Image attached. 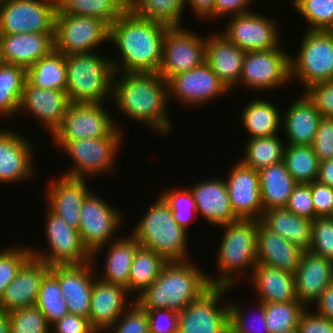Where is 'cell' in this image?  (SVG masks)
Wrapping results in <instances>:
<instances>
[{"label": "cell", "instance_id": "obj_11", "mask_svg": "<svg viewBox=\"0 0 333 333\" xmlns=\"http://www.w3.org/2000/svg\"><path fill=\"white\" fill-rule=\"evenodd\" d=\"M230 290L232 287L211 286L188 304L178 314V333H228L229 303H218Z\"/></svg>", "mask_w": 333, "mask_h": 333}, {"label": "cell", "instance_id": "obj_34", "mask_svg": "<svg viewBox=\"0 0 333 333\" xmlns=\"http://www.w3.org/2000/svg\"><path fill=\"white\" fill-rule=\"evenodd\" d=\"M104 269L99 279L125 288L129 285V274L134 254L140 246L136 237L130 233L129 236H120L107 245Z\"/></svg>", "mask_w": 333, "mask_h": 333}, {"label": "cell", "instance_id": "obj_19", "mask_svg": "<svg viewBox=\"0 0 333 333\" xmlns=\"http://www.w3.org/2000/svg\"><path fill=\"white\" fill-rule=\"evenodd\" d=\"M228 179L224 178L230 204L237 219L260 221L264 209L259 183V172L240 160L233 164Z\"/></svg>", "mask_w": 333, "mask_h": 333}, {"label": "cell", "instance_id": "obj_7", "mask_svg": "<svg viewBox=\"0 0 333 333\" xmlns=\"http://www.w3.org/2000/svg\"><path fill=\"white\" fill-rule=\"evenodd\" d=\"M123 132L118 127L108 136L98 139L53 140L73 162L63 175L89 179L109 175L116 170V155L123 143Z\"/></svg>", "mask_w": 333, "mask_h": 333}, {"label": "cell", "instance_id": "obj_33", "mask_svg": "<svg viewBox=\"0 0 333 333\" xmlns=\"http://www.w3.org/2000/svg\"><path fill=\"white\" fill-rule=\"evenodd\" d=\"M260 222L303 251H309L312 239V220L297 216L286 207L263 212Z\"/></svg>", "mask_w": 333, "mask_h": 333}, {"label": "cell", "instance_id": "obj_53", "mask_svg": "<svg viewBox=\"0 0 333 333\" xmlns=\"http://www.w3.org/2000/svg\"><path fill=\"white\" fill-rule=\"evenodd\" d=\"M286 208L297 216L313 220L315 208L312 201L311 183H298L289 197Z\"/></svg>", "mask_w": 333, "mask_h": 333}, {"label": "cell", "instance_id": "obj_4", "mask_svg": "<svg viewBox=\"0 0 333 333\" xmlns=\"http://www.w3.org/2000/svg\"><path fill=\"white\" fill-rule=\"evenodd\" d=\"M219 227L223 228L216 253L219 274L214 278L209 274L207 278L211 286L234 288L237 279L248 273L246 269L252 273L257 264V220L237 219Z\"/></svg>", "mask_w": 333, "mask_h": 333}, {"label": "cell", "instance_id": "obj_65", "mask_svg": "<svg viewBox=\"0 0 333 333\" xmlns=\"http://www.w3.org/2000/svg\"><path fill=\"white\" fill-rule=\"evenodd\" d=\"M120 2L126 9H131L136 0H117Z\"/></svg>", "mask_w": 333, "mask_h": 333}, {"label": "cell", "instance_id": "obj_61", "mask_svg": "<svg viewBox=\"0 0 333 333\" xmlns=\"http://www.w3.org/2000/svg\"><path fill=\"white\" fill-rule=\"evenodd\" d=\"M314 304L315 313L333 321V283L327 285Z\"/></svg>", "mask_w": 333, "mask_h": 333}, {"label": "cell", "instance_id": "obj_44", "mask_svg": "<svg viewBox=\"0 0 333 333\" xmlns=\"http://www.w3.org/2000/svg\"><path fill=\"white\" fill-rule=\"evenodd\" d=\"M35 306L44 314L50 325L69 314L58 280L50 272L41 281Z\"/></svg>", "mask_w": 333, "mask_h": 333}, {"label": "cell", "instance_id": "obj_41", "mask_svg": "<svg viewBox=\"0 0 333 333\" xmlns=\"http://www.w3.org/2000/svg\"><path fill=\"white\" fill-rule=\"evenodd\" d=\"M126 10L117 0H64L56 13L97 18L110 27Z\"/></svg>", "mask_w": 333, "mask_h": 333}, {"label": "cell", "instance_id": "obj_66", "mask_svg": "<svg viewBox=\"0 0 333 333\" xmlns=\"http://www.w3.org/2000/svg\"><path fill=\"white\" fill-rule=\"evenodd\" d=\"M3 54H2V43H1V34H0V65L4 64Z\"/></svg>", "mask_w": 333, "mask_h": 333}, {"label": "cell", "instance_id": "obj_36", "mask_svg": "<svg viewBox=\"0 0 333 333\" xmlns=\"http://www.w3.org/2000/svg\"><path fill=\"white\" fill-rule=\"evenodd\" d=\"M273 102L253 99L241 112L240 122L250 135L248 139L279 135L282 124V113Z\"/></svg>", "mask_w": 333, "mask_h": 333}, {"label": "cell", "instance_id": "obj_49", "mask_svg": "<svg viewBox=\"0 0 333 333\" xmlns=\"http://www.w3.org/2000/svg\"><path fill=\"white\" fill-rule=\"evenodd\" d=\"M11 333H51V325L36 307H25L8 313Z\"/></svg>", "mask_w": 333, "mask_h": 333}, {"label": "cell", "instance_id": "obj_1", "mask_svg": "<svg viewBox=\"0 0 333 333\" xmlns=\"http://www.w3.org/2000/svg\"><path fill=\"white\" fill-rule=\"evenodd\" d=\"M112 100L122 116L144 124L160 136L170 134L169 84L158 72H114Z\"/></svg>", "mask_w": 333, "mask_h": 333}, {"label": "cell", "instance_id": "obj_20", "mask_svg": "<svg viewBox=\"0 0 333 333\" xmlns=\"http://www.w3.org/2000/svg\"><path fill=\"white\" fill-rule=\"evenodd\" d=\"M97 260L81 265L53 266L49 272L58 280L69 313L89 318L90 302L97 276Z\"/></svg>", "mask_w": 333, "mask_h": 333}, {"label": "cell", "instance_id": "obj_62", "mask_svg": "<svg viewBox=\"0 0 333 333\" xmlns=\"http://www.w3.org/2000/svg\"><path fill=\"white\" fill-rule=\"evenodd\" d=\"M215 0H185V5L189 6L199 19L214 21Z\"/></svg>", "mask_w": 333, "mask_h": 333}, {"label": "cell", "instance_id": "obj_21", "mask_svg": "<svg viewBox=\"0 0 333 333\" xmlns=\"http://www.w3.org/2000/svg\"><path fill=\"white\" fill-rule=\"evenodd\" d=\"M9 128L0 129V183L28 181L34 176L31 141Z\"/></svg>", "mask_w": 333, "mask_h": 333}, {"label": "cell", "instance_id": "obj_45", "mask_svg": "<svg viewBox=\"0 0 333 333\" xmlns=\"http://www.w3.org/2000/svg\"><path fill=\"white\" fill-rule=\"evenodd\" d=\"M263 304L269 333H283L297 329L299 317L306 309L299 301Z\"/></svg>", "mask_w": 333, "mask_h": 333}, {"label": "cell", "instance_id": "obj_42", "mask_svg": "<svg viewBox=\"0 0 333 333\" xmlns=\"http://www.w3.org/2000/svg\"><path fill=\"white\" fill-rule=\"evenodd\" d=\"M185 7V0H136L130 10L142 18L171 28L183 27L181 20Z\"/></svg>", "mask_w": 333, "mask_h": 333}, {"label": "cell", "instance_id": "obj_37", "mask_svg": "<svg viewBox=\"0 0 333 333\" xmlns=\"http://www.w3.org/2000/svg\"><path fill=\"white\" fill-rule=\"evenodd\" d=\"M67 65L65 55L55 49L26 69V80L45 90H66Z\"/></svg>", "mask_w": 333, "mask_h": 333}, {"label": "cell", "instance_id": "obj_67", "mask_svg": "<svg viewBox=\"0 0 333 333\" xmlns=\"http://www.w3.org/2000/svg\"><path fill=\"white\" fill-rule=\"evenodd\" d=\"M50 1L54 3L56 6H58L64 0H50Z\"/></svg>", "mask_w": 333, "mask_h": 333}, {"label": "cell", "instance_id": "obj_8", "mask_svg": "<svg viewBox=\"0 0 333 333\" xmlns=\"http://www.w3.org/2000/svg\"><path fill=\"white\" fill-rule=\"evenodd\" d=\"M298 54L290 56V79L309 86L333 80V31L306 30Z\"/></svg>", "mask_w": 333, "mask_h": 333}, {"label": "cell", "instance_id": "obj_38", "mask_svg": "<svg viewBox=\"0 0 333 333\" xmlns=\"http://www.w3.org/2000/svg\"><path fill=\"white\" fill-rule=\"evenodd\" d=\"M167 261L153 250L139 246L134 254L127 292L137 298L160 275Z\"/></svg>", "mask_w": 333, "mask_h": 333}, {"label": "cell", "instance_id": "obj_59", "mask_svg": "<svg viewBox=\"0 0 333 333\" xmlns=\"http://www.w3.org/2000/svg\"><path fill=\"white\" fill-rule=\"evenodd\" d=\"M311 193L315 208V218L329 216L333 206V188L314 181L311 183Z\"/></svg>", "mask_w": 333, "mask_h": 333}, {"label": "cell", "instance_id": "obj_50", "mask_svg": "<svg viewBox=\"0 0 333 333\" xmlns=\"http://www.w3.org/2000/svg\"><path fill=\"white\" fill-rule=\"evenodd\" d=\"M32 257L31 248L15 246L0 251V299L21 267Z\"/></svg>", "mask_w": 333, "mask_h": 333}, {"label": "cell", "instance_id": "obj_43", "mask_svg": "<svg viewBox=\"0 0 333 333\" xmlns=\"http://www.w3.org/2000/svg\"><path fill=\"white\" fill-rule=\"evenodd\" d=\"M283 161L297 183L316 181L319 161L311 146L286 145Z\"/></svg>", "mask_w": 333, "mask_h": 333}, {"label": "cell", "instance_id": "obj_28", "mask_svg": "<svg viewBox=\"0 0 333 333\" xmlns=\"http://www.w3.org/2000/svg\"><path fill=\"white\" fill-rule=\"evenodd\" d=\"M206 41L205 61L231 91L239 84L246 51L229 41L220 32H210Z\"/></svg>", "mask_w": 333, "mask_h": 333}, {"label": "cell", "instance_id": "obj_39", "mask_svg": "<svg viewBox=\"0 0 333 333\" xmlns=\"http://www.w3.org/2000/svg\"><path fill=\"white\" fill-rule=\"evenodd\" d=\"M26 68L4 63L0 65V116L4 118L19 114ZM12 115V116H11Z\"/></svg>", "mask_w": 333, "mask_h": 333}, {"label": "cell", "instance_id": "obj_6", "mask_svg": "<svg viewBox=\"0 0 333 333\" xmlns=\"http://www.w3.org/2000/svg\"><path fill=\"white\" fill-rule=\"evenodd\" d=\"M65 62V91L71 103H104L108 98L112 101L114 69L111 57L96 52L68 54Z\"/></svg>", "mask_w": 333, "mask_h": 333}, {"label": "cell", "instance_id": "obj_46", "mask_svg": "<svg viewBox=\"0 0 333 333\" xmlns=\"http://www.w3.org/2000/svg\"><path fill=\"white\" fill-rule=\"evenodd\" d=\"M160 196L169 205L173 219L177 224L188 232L189 224L198 219L197 207L189 188L165 189Z\"/></svg>", "mask_w": 333, "mask_h": 333}, {"label": "cell", "instance_id": "obj_32", "mask_svg": "<svg viewBox=\"0 0 333 333\" xmlns=\"http://www.w3.org/2000/svg\"><path fill=\"white\" fill-rule=\"evenodd\" d=\"M250 283L263 303L298 301L295 294V276L286 271L257 263ZM253 280V281H252Z\"/></svg>", "mask_w": 333, "mask_h": 333}, {"label": "cell", "instance_id": "obj_47", "mask_svg": "<svg viewBox=\"0 0 333 333\" xmlns=\"http://www.w3.org/2000/svg\"><path fill=\"white\" fill-rule=\"evenodd\" d=\"M293 8L308 22L306 30H333V0H292Z\"/></svg>", "mask_w": 333, "mask_h": 333}, {"label": "cell", "instance_id": "obj_27", "mask_svg": "<svg viewBox=\"0 0 333 333\" xmlns=\"http://www.w3.org/2000/svg\"><path fill=\"white\" fill-rule=\"evenodd\" d=\"M294 276L297 300L310 309V304L312 306L327 285L333 283V261L304 251Z\"/></svg>", "mask_w": 333, "mask_h": 333}, {"label": "cell", "instance_id": "obj_56", "mask_svg": "<svg viewBox=\"0 0 333 333\" xmlns=\"http://www.w3.org/2000/svg\"><path fill=\"white\" fill-rule=\"evenodd\" d=\"M146 311L150 333H178V313L167 309Z\"/></svg>", "mask_w": 333, "mask_h": 333}, {"label": "cell", "instance_id": "obj_30", "mask_svg": "<svg viewBox=\"0 0 333 333\" xmlns=\"http://www.w3.org/2000/svg\"><path fill=\"white\" fill-rule=\"evenodd\" d=\"M290 103L282 113L281 128L286 134V145L311 146L322 116L305 93Z\"/></svg>", "mask_w": 333, "mask_h": 333}, {"label": "cell", "instance_id": "obj_17", "mask_svg": "<svg viewBox=\"0 0 333 333\" xmlns=\"http://www.w3.org/2000/svg\"><path fill=\"white\" fill-rule=\"evenodd\" d=\"M258 13L251 11L231 16L220 33L246 52L279 47L282 41L275 19Z\"/></svg>", "mask_w": 333, "mask_h": 333}, {"label": "cell", "instance_id": "obj_54", "mask_svg": "<svg viewBox=\"0 0 333 333\" xmlns=\"http://www.w3.org/2000/svg\"><path fill=\"white\" fill-rule=\"evenodd\" d=\"M304 93L323 118H333V80L313 84Z\"/></svg>", "mask_w": 333, "mask_h": 333}, {"label": "cell", "instance_id": "obj_12", "mask_svg": "<svg viewBox=\"0 0 333 333\" xmlns=\"http://www.w3.org/2000/svg\"><path fill=\"white\" fill-rule=\"evenodd\" d=\"M276 47L266 51L246 52L239 85L256 92L271 91L290 84V54Z\"/></svg>", "mask_w": 333, "mask_h": 333}, {"label": "cell", "instance_id": "obj_60", "mask_svg": "<svg viewBox=\"0 0 333 333\" xmlns=\"http://www.w3.org/2000/svg\"><path fill=\"white\" fill-rule=\"evenodd\" d=\"M253 0H215L214 2V19L221 17H230L233 15L245 14L253 11L251 5ZM249 7V8H248ZM227 15V16H226ZM230 15V16H229Z\"/></svg>", "mask_w": 333, "mask_h": 333}, {"label": "cell", "instance_id": "obj_35", "mask_svg": "<svg viewBox=\"0 0 333 333\" xmlns=\"http://www.w3.org/2000/svg\"><path fill=\"white\" fill-rule=\"evenodd\" d=\"M258 172L264 211L286 207L298 183L287 170L284 161L265 167Z\"/></svg>", "mask_w": 333, "mask_h": 333}, {"label": "cell", "instance_id": "obj_26", "mask_svg": "<svg viewBox=\"0 0 333 333\" xmlns=\"http://www.w3.org/2000/svg\"><path fill=\"white\" fill-rule=\"evenodd\" d=\"M196 203L197 213L211 225L222 226L237 220L230 204L224 178L195 182L189 188Z\"/></svg>", "mask_w": 333, "mask_h": 333}, {"label": "cell", "instance_id": "obj_10", "mask_svg": "<svg viewBox=\"0 0 333 333\" xmlns=\"http://www.w3.org/2000/svg\"><path fill=\"white\" fill-rule=\"evenodd\" d=\"M121 213L95 193L91 192L85 198L81 207L79 233L82 243L92 254V260H96L97 255L106 249L104 245L117 238L115 233L124 221Z\"/></svg>", "mask_w": 333, "mask_h": 333}, {"label": "cell", "instance_id": "obj_23", "mask_svg": "<svg viewBox=\"0 0 333 333\" xmlns=\"http://www.w3.org/2000/svg\"><path fill=\"white\" fill-rule=\"evenodd\" d=\"M86 180L88 179L62 175L60 178L52 179L47 185V192H44L47 208L77 231L80 229L82 204L92 192L88 188Z\"/></svg>", "mask_w": 333, "mask_h": 333}, {"label": "cell", "instance_id": "obj_57", "mask_svg": "<svg viewBox=\"0 0 333 333\" xmlns=\"http://www.w3.org/2000/svg\"><path fill=\"white\" fill-rule=\"evenodd\" d=\"M299 333H333V321L306 308L299 317Z\"/></svg>", "mask_w": 333, "mask_h": 333}, {"label": "cell", "instance_id": "obj_14", "mask_svg": "<svg viewBox=\"0 0 333 333\" xmlns=\"http://www.w3.org/2000/svg\"><path fill=\"white\" fill-rule=\"evenodd\" d=\"M56 12L50 0H1L0 34L55 33Z\"/></svg>", "mask_w": 333, "mask_h": 333}, {"label": "cell", "instance_id": "obj_69", "mask_svg": "<svg viewBox=\"0 0 333 333\" xmlns=\"http://www.w3.org/2000/svg\"><path fill=\"white\" fill-rule=\"evenodd\" d=\"M328 217L333 218V206H332V209H331V213Z\"/></svg>", "mask_w": 333, "mask_h": 333}, {"label": "cell", "instance_id": "obj_18", "mask_svg": "<svg viewBox=\"0 0 333 333\" xmlns=\"http://www.w3.org/2000/svg\"><path fill=\"white\" fill-rule=\"evenodd\" d=\"M168 84L169 101L175 97V100L184 103L187 108L209 104L230 92L206 61L191 70L173 76Z\"/></svg>", "mask_w": 333, "mask_h": 333}, {"label": "cell", "instance_id": "obj_64", "mask_svg": "<svg viewBox=\"0 0 333 333\" xmlns=\"http://www.w3.org/2000/svg\"><path fill=\"white\" fill-rule=\"evenodd\" d=\"M0 333H11L8 313L0 311Z\"/></svg>", "mask_w": 333, "mask_h": 333}, {"label": "cell", "instance_id": "obj_52", "mask_svg": "<svg viewBox=\"0 0 333 333\" xmlns=\"http://www.w3.org/2000/svg\"><path fill=\"white\" fill-rule=\"evenodd\" d=\"M148 333L147 311L136 301L116 320L105 333Z\"/></svg>", "mask_w": 333, "mask_h": 333}, {"label": "cell", "instance_id": "obj_48", "mask_svg": "<svg viewBox=\"0 0 333 333\" xmlns=\"http://www.w3.org/2000/svg\"><path fill=\"white\" fill-rule=\"evenodd\" d=\"M258 303L255 307L256 311L251 313L253 316L249 314L252 319L246 314L248 312L245 308L242 309L243 307L234 302L229 303V327L232 333H269L266 326L265 305L260 301ZM250 319L253 324L250 323Z\"/></svg>", "mask_w": 333, "mask_h": 333}, {"label": "cell", "instance_id": "obj_25", "mask_svg": "<svg viewBox=\"0 0 333 333\" xmlns=\"http://www.w3.org/2000/svg\"><path fill=\"white\" fill-rule=\"evenodd\" d=\"M49 270L45 262L31 257L6 287L0 299V311L9 313L35 306L41 281Z\"/></svg>", "mask_w": 333, "mask_h": 333}, {"label": "cell", "instance_id": "obj_2", "mask_svg": "<svg viewBox=\"0 0 333 333\" xmlns=\"http://www.w3.org/2000/svg\"><path fill=\"white\" fill-rule=\"evenodd\" d=\"M168 28L127 9L109 27V42L121 53L120 61L111 59L114 72H159L163 38Z\"/></svg>", "mask_w": 333, "mask_h": 333}, {"label": "cell", "instance_id": "obj_9", "mask_svg": "<svg viewBox=\"0 0 333 333\" xmlns=\"http://www.w3.org/2000/svg\"><path fill=\"white\" fill-rule=\"evenodd\" d=\"M46 211L44 236L47 248L41 251L31 248L32 257L45 262L50 267L92 262V254L82 243L79 231L72 229L49 208Z\"/></svg>", "mask_w": 333, "mask_h": 333}, {"label": "cell", "instance_id": "obj_15", "mask_svg": "<svg viewBox=\"0 0 333 333\" xmlns=\"http://www.w3.org/2000/svg\"><path fill=\"white\" fill-rule=\"evenodd\" d=\"M207 38L185 27H171L163 38L159 74L167 81L205 62Z\"/></svg>", "mask_w": 333, "mask_h": 333}, {"label": "cell", "instance_id": "obj_22", "mask_svg": "<svg viewBox=\"0 0 333 333\" xmlns=\"http://www.w3.org/2000/svg\"><path fill=\"white\" fill-rule=\"evenodd\" d=\"M71 104L66 91L45 90L31 85L27 80L24 84L19 112L30 113L35 117L51 137L61 127L64 115Z\"/></svg>", "mask_w": 333, "mask_h": 333}, {"label": "cell", "instance_id": "obj_13", "mask_svg": "<svg viewBox=\"0 0 333 333\" xmlns=\"http://www.w3.org/2000/svg\"><path fill=\"white\" fill-rule=\"evenodd\" d=\"M54 42L64 55L94 52L109 43V27L97 18L56 13Z\"/></svg>", "mask_w": 333, "mask_h": 333}, {"label": "cell", "instance_id": "obj_3", "mask_svg": "<svg viewBox=\"0 0 333 333\" xmlns=\"http://www.w3.org/2000/svg\"><path fill=\"white\" fill-rule=\"evenodd\" d=\"M208 274L189 260L167 262L135 301L145 310L167 309L179 314L211 287Z\"/></svg>", "mask_w": 333, "mask_h": 333}, {"label": "cell", "instance_id": "obj_24", "mask_svg": "<svg viewBox=\"0 0 333 333\" xmlns=\"http://www.w3.org/2000/svg\"><path fill=\"white\" fill-rule=\"evenodd\" d=\"M121 285L95 278L88 320L98 333L106 332L133 303Z\"/></svg>", "mask_w": 333, "mask_h": 333}, {"label": "cell", "instance_id": "obj_29", "mask_svg": "<svg viewBox=\"0 0 333 333\" xmlns=\"http://www.w3.org/2000/svg\"><path fill=\"white\" fill-rule=\"evenodd\" d=\"M55 33L1 34L5 63L28 68L55 49Z\"/></svg>", "mask_w": 333, "mask_h": 333}, {"label": "cell", "instance_id": "obj_55", "mask_svg": "<svg viewBox=\"0 0 333 333\" xmlns=\"http://www.w3.org/2000/svg\"><path fill=\"white\" fill-rule=\"evenodd\" d=\"M311 147L319 162L333 158V118L322 117Z\"/></svg>", "mask_w": 333, "mask_h": 333}, {"label": "cell", "instance_id": "obj_68", "mask_svg": "<svg viewBox=\"0 0 333 333\" xmlns=\"http://www.w3.org/2000/svg\"><path fill=\"white\" fill-rule=\"evenodd\" d=\"M283 333H299L297 329L295 330H290V331H287V332H283Z\"/></svg>", "mask_w": 333, "mask_h": 333}, {"label": "cell", "instance_id": "obj_16", "mask_svg": "<svg viewBox=\"0 0 333 333\" xmlns=\"http://www.w3.org/2000/svg\"><path fill=\"white\" fill-rule=\"evenodd\" d=\"M103 104L71 103L52 140L98 139L108 137L117 127L121 130Z\"/></svg>", "mask_w": 333, "mask_h": 333}, {"label": "cell", "instance_id": "obj_58", "mask_svg": "<svg viewBox=\"0 0 333 333\" xmlns=\"http://www.w3.org/2000/svg\"><path fill=\"white\" fill-rule=\"evenodd\" d=\"M51 333H98L88 318L76 314H67L51 325Z\"/></svg>", "mask_w": 333, "mask_h": 333}, {"label": "cell", "instance_id": "obj_63", "mask_svg": "<svg viewBox=\"0 0 333 333\" xmlns=\"http://www.w3.org/2000/svg\"><path fill=\"white\" fill-rule=\"evenodd\" d=\"M316 181L333 188V158L319 162Z\"/></svg>", "mask_w": 333, "mask_h": 333}, {"label": "cell", "instance_id": "obj_51", "mask_svg": "<svg viewBox=\"0 0 333 333\" xmlns=\"http://www.w3.org/2000/svg\"><path fill=\"white\" fill-rule=\"evenodd\" d=\"M309 251L333 261V218L324 216L312 220V239Z\"/></svg>", "mask_w": 333, "mask_h": 333}, {"label": "cell", "instance_id": "obj_31", "mask_svg": "<svg viewBox=\"0 0 333 333\" xmlns=\"http://www.w3.org/2000/svg\"><path fill=\"white\" fill-rule=\"evenodd\" d=\"M304 251L257 221V263L294 274Z\"/></svg>", "mask_w": 333, "mask_h": 333}, {"label": "cell", "instance_id": "obj_40", "mask_svg": "<svg viewBox=\"0 0 333 333\" xmlns=\"http://www.w3.org/2000/svg\"><path fill=\"white\" fill-rule=\"evenodd\" d=\"M281 140L278 135L248 139L239 160L257 171L283 161L286 144Z\"/></svg>", "mask_w": 333, "mask_h": 333}, {"label": "cell", "instance_id": "obj_5", "mask_svg": "<svg viewBox=\"0 0 333 333\" xmlns=\"http://www.w3.org/2000/svg\"><path fill=\"white\" fill-rule=\"evenodd\" d=\"M131 233L140 246L153 250L167 262L189 260L188 233L173 219L169 205L159 195Z\"/></svg>", "mask_w": 333, "mask_h": 333}]
</instances>
